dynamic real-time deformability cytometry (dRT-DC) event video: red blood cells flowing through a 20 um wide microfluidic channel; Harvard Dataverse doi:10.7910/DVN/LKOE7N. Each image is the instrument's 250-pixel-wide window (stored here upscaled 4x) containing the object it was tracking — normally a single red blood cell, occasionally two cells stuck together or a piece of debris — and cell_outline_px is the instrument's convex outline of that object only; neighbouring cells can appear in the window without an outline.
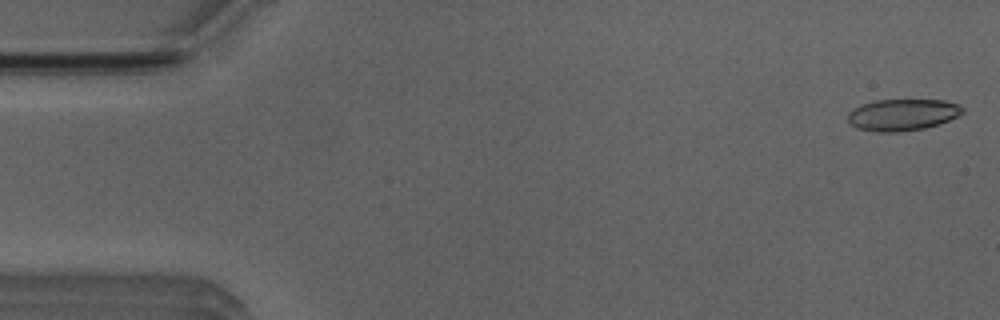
{"species": "Egyptian fruit bat (a non-hibernating species)", "species_latin": "Rousettus aegyptiacus", "temperature_condition": "room temperature", "stored_images_in_passage": 45, "camera_frame_rate_fps": 3000, "um_per_image_px": 0.085, "animal": {"sex": "male"}, "frame": {"image": 1, "passage_image": 1, "time_ms": 0.0, "image_size_px": [1000, 320], "cell_outline_px": [[964, 112], [960, 116], [940, 124], [924, 128], [896, 132], [876, 132], [856, 128], [848, 120], [848, 112], [864, 104], [876, 100], [944, 100], [960, 104], [964, 108]], "centroid_in_image_um": [76.77, 9.76], "position_along_channel_um": 8.2, "area_um2": 21.21}}
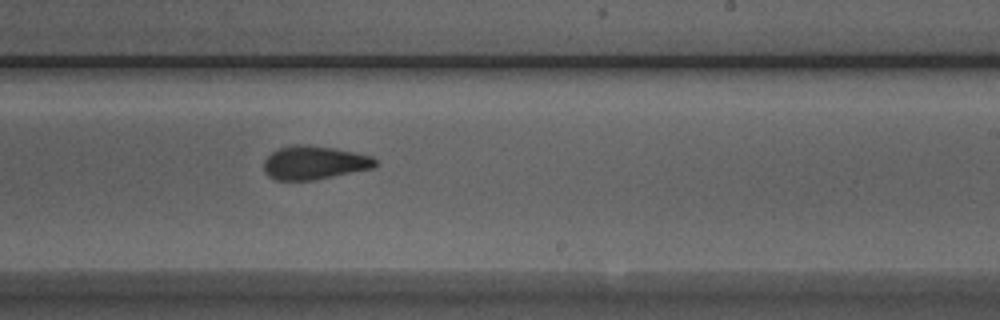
{"frame": {"image": 2, "passage_image": 30, "time_ms": 9.667, "image_size_px": [1000, 320], "cell_outline_px": [[380, 164], [372, 168], [316, 180], [276, 180], [268, 176], [264, 172], [264, 160], [272, 152], [280, 148], [296, 144], [304, 144], [336, 148], [356, 152], [372, 156]], "centroid_in_image_um": [26.73, 13.83], "position_along_channel_um": 262.3, "area_um2": 21.96}}
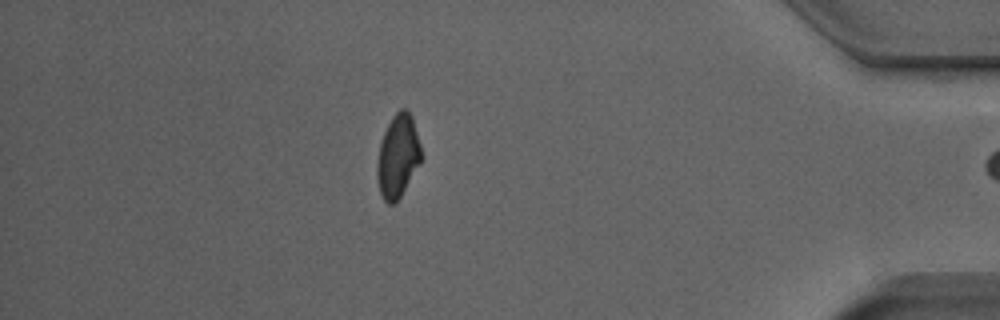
{"frame": {"image": 3, "passage_image": 44, "time_ms": 14.333, "image_size_px": [1000, 320], "cell_outline_px": [[424, 156], [420, 164], [396, 204], [388, 204], [384, 200], [380, 192], [376, 176], [376, 168], [380, 144], [384, 132], [392, 116], [400, 108], [408, 108], [412, 116]], "centroid_in_image_um": [33.84, 13.27], "position_along_channel_um": 401.4, "area_um2": 21.73}, "authors_computed_cell_mechanics": {"area_um2": 21.964, "velocity_mm_per_s": 3.9831, "shape_relaxation_time_tau1_ms": 9.6943, "shape_relaxation_time_tau2_ms": 2.2111, "deformation_change_tau1": 0.1801, "deformation_change_tau2": 0.0945}}